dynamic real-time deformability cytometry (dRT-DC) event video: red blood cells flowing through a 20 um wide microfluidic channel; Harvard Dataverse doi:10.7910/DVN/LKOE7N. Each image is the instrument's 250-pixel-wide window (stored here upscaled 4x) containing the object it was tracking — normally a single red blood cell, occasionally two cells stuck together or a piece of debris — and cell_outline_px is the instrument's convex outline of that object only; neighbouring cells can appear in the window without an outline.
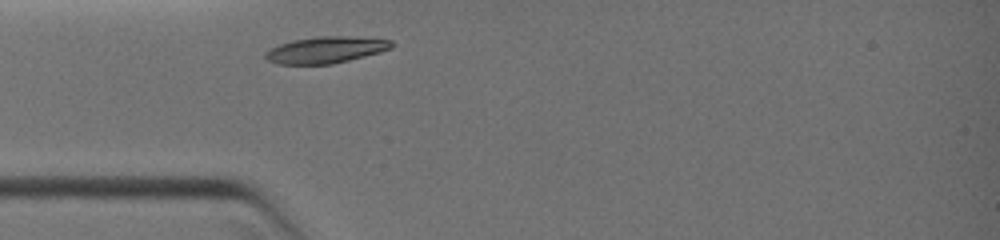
{"species": "common noctule bat (a hibernating species)", "species_latin": "Nyctalus noctula", "temperature_condition": "warm", "stored_images_in_passage": 1, "camera_frame_rate_fps": 3000, "um_per_image_px": 0.085, "animal": {"sex": "female", "body_mass_g": 19.0, "forearm_length_mm": 51.5}, "frame": {"image": 1, "passage_image": 1, "time_ms": 0.0, "image_size_px": [1000, 240], "cell_outline_px": [[396, 44], [392, 48], [380, 52], [332, 64], [276, 64], [268, 60], [264, 56], [264, 52], [280, 44], [292, 40], [316, 36], [348, 36], [392, 40]], "centroid_in_image_um": [27.7, 4.23], "position_along_channel_um": 57.3, "area_um2": 19.54}}